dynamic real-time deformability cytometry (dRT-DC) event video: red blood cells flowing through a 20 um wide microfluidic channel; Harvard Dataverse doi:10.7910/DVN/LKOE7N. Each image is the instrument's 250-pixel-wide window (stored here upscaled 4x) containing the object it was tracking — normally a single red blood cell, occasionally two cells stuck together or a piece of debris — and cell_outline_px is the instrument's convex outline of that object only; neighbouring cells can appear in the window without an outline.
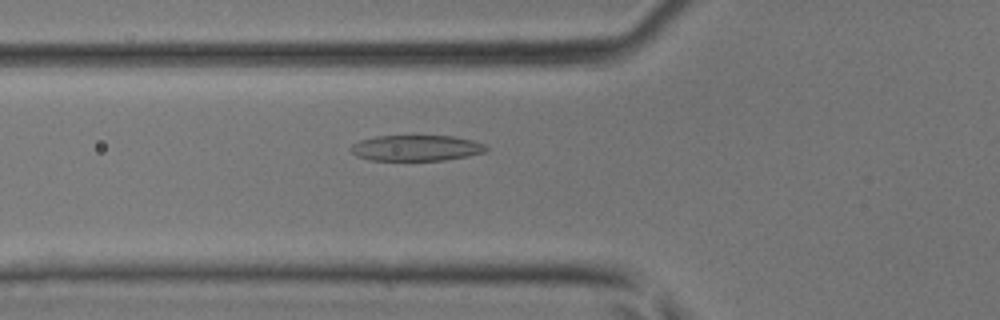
{"species": "common noctule bat (a hibernating species)", "species_latin": "Nyctalus noctula", "temperature_condition": "room temperature", "stored_images_in_passage": 34, "camera_frame_rate_fps": 3000, "um_per_image_px": 0.085, "animal": {"sex": "male", "body_mass_g": 17.9, "forearm_length_mm": 54.2}, "frame": {"image": 1, "passage_image": 6, "time_ms": 1.667, "image_size_px": [1000, 320], "cell_outline_px": [[488, 148], [484, 152], [468, 156], [444, 160], [368, 160], [356, 156], [352, 152], [352, 144], [360, 140], [376, 136], [452, 136], [472, 140], [484, 144]], "centroid_in_image_um": [35.37, 12.58], "position_along_channel_um": 90.4, "area_um2": 20.23}}
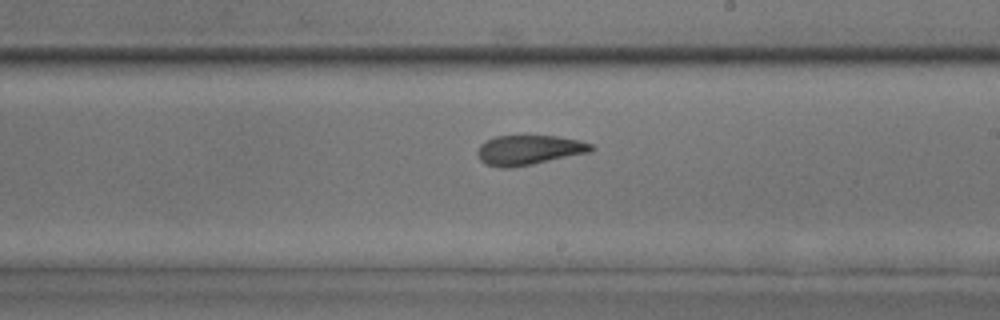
{"frame": {"image": 2, "passage_image": 16, "time_ms": 5.0, "image_size_px": [1000, 320], "cell_outline_px": [[596, 148], [592, 152], [512, 168], [500, 168], [484, 164], [480, 160], [476, 152], [480, 144], [496, 136], [556, 136], [580, 140], [592, 144]], "centroid_in_image_um": [44.97, 12.76], "position_along_channel_um": 244.0, "area_um2": 19.88}}
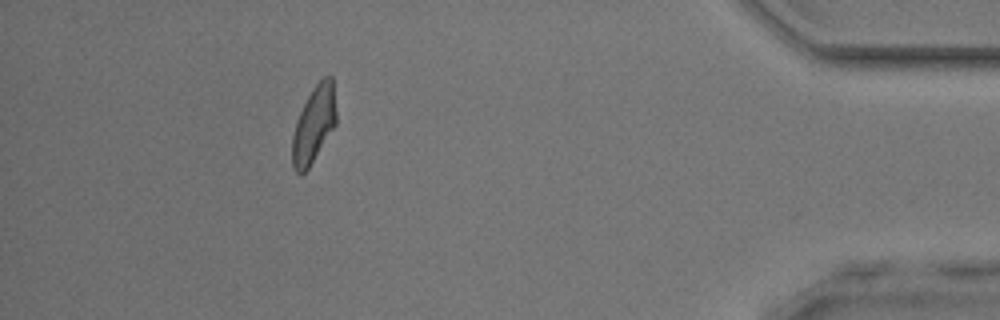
{"frame": {"image": 3, "passage_image": 30, "time_ms": 9.667, "image_size_px": [1000, 320], "cell_outline_px": [[336, 124], [308, 168], [300, 176], [292, 168], [292, 136], [296, 120], [312, 88], [324, 76], [332, 76], [336, 112]], "centroid_in_image_um": [26.66, 10.59], "position_along_channel_um": 408.5, "area_um2": 19.48}}